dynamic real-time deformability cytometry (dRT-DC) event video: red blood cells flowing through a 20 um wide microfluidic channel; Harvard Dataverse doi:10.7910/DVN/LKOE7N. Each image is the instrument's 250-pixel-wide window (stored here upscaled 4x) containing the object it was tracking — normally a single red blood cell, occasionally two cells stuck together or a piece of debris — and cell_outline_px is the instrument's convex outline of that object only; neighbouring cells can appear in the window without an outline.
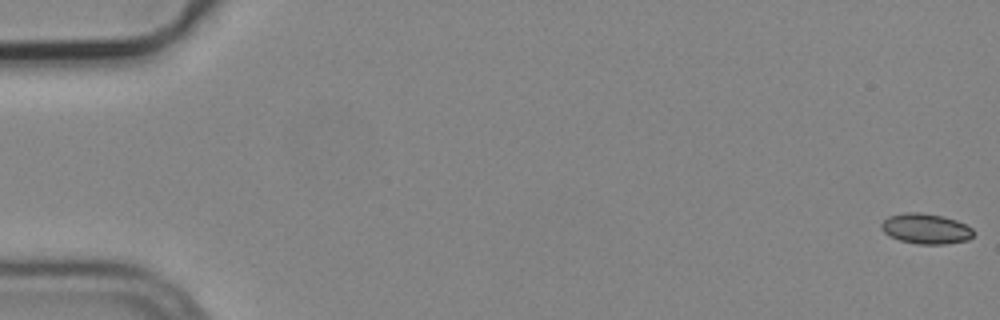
{"species": "common noctule bat (a hibernating species)", "species_latin": "Nyctalus noctula", "temperature_condition": "cold", "stored_images_in_passage": 5, "camera_frame_rate_fps": 3000, "um_per_image_px": 0.085, "animal": {"sex": "male", "body_mass_g": 19.2, "forearm_length_mm": 51.8}, "frame": {"image": 1, "passage_image": 1, "time_ms": 0.0, "image_size_px": [1000, 320], "cell_outline_px": [[972, 236], [968, 240], [944, 244], [916, 244], [900, 240], [884, 232], [880, 228], [880, 224], [888, 216], [904, 212], [920, 212], [944, 216], [956, 220], [972, 228]], "centroid_in_image_um": [78.67, 19.43], "position_along_channel_um": 6.3, "area_um2": 16.24}}
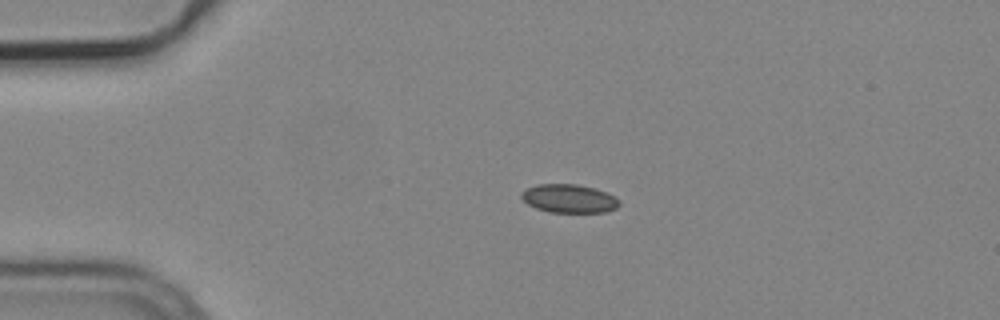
{"frame": {"image": 2, "passage_image": 4, "time_ms": 1.0, "image_size_px": [1000, 320], "cell_outline_px": [[620, 204], [616, 208], [604, 212], [552, 212], [536, 208], [528, 204], [520, 196], [520, 192], [536, 184], [576, 184], [596, 188], [620, 200]], "centroid_in_image_um": [48.35, 16.87], "position_along_channel_um": 36.6, "area_um2": 16.13}}
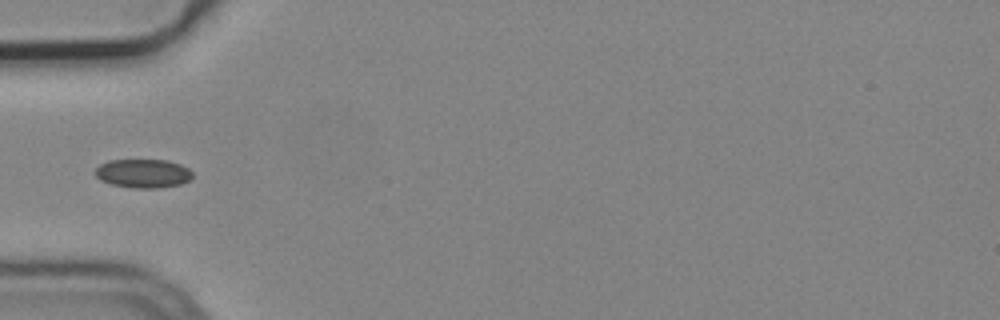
{"frame": {"image": 3, "passage_image": 5, "time_ms": 1.333, "image_size_px": [1000, 320], "cell_outline_px": [[192, 176], [188, 180], [180, 184], [160, 188], [132, 188], [112, 184], [100, 180], [92, 172], [100, 164], [108, 160], [168, 160], [180, 164], [188, 168], [192, 172]], "centroid_in_image_um": [12.13, 14.74], "position_along_channel_um": 72.9, "area_um2": 16.42}}